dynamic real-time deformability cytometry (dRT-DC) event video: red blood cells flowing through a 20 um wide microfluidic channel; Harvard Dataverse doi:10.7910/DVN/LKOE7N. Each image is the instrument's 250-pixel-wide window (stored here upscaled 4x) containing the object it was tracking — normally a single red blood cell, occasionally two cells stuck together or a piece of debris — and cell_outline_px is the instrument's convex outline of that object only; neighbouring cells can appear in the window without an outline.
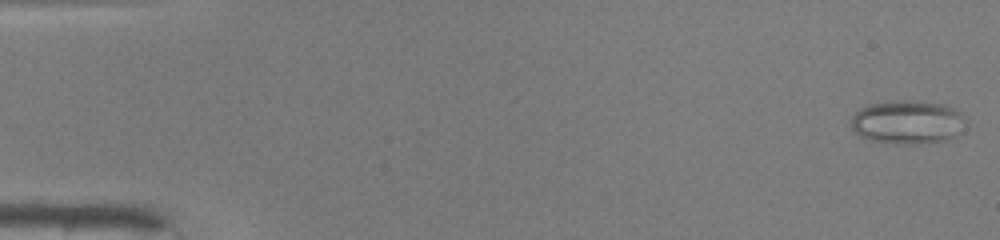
{"species": "common noctule bat (a hibernating species)", "species_latin": "Nyctalus noctula", "temperature_condition": "warm", "stored_images_in_passage": 12, "camera_frame_rate_fps": 3000, "um_per_image_px": 0.085, "animal": {"sex": "male", "body_mass_g": 19.0, "forearm_length_mm": 50.8}, "frame": {"image": 1, "passage_image": 1, "time_ms": 0.0, "image_size_px": [1000, 240], "cell_outline_px": [[968, 120], [956, 136], [948, 140], [912, 144], [896, 144], [872, 140], [860, 136], [852, 132], [852, 116], [860, 108], [872, 104], [900, 100], [916, 100], [944, 104], [956, 108], [964, 112]], "centroid_in_image_um": [77.21, 10.37], "position_along_channel_um": 7.8, "area_um2": 29.59}}